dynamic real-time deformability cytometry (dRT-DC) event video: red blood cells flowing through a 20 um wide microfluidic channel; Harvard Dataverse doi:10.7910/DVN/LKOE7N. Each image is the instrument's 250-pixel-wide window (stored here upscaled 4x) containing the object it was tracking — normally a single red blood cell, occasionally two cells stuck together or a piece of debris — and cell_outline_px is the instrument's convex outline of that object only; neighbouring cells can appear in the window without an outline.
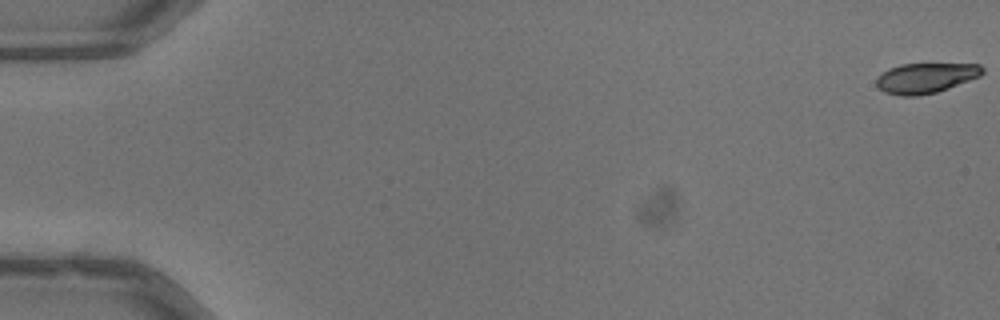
{"species": "common noctule bat (a hibernating species)", "species_latin": "Nyctalus noctula", "temperature_condition": "warm", "stored_images_in_passage": 10, "camera_frame_rate_fps": 3000, "um_per_image_px": 0.085, "animal": {"sex": "male", "body_mass_g": 13.3}, "frame": {"image": 1, "passage_image": 1, "time_ms": 0.0, "image_size_px": [1000, 320], "cell_outline_px": [[984, 72], [980, 76], [948, 88], [936, 92], [916, 96], [900, 96], [884, 92], [876, 84], [876, 80], [888, 68], [900, 64], [980, 64], [984, 68]], "centroid_in_image_um": [78.69, 6.62], "position_along_channel_um": 6.3, "area_um2": 18.5}}